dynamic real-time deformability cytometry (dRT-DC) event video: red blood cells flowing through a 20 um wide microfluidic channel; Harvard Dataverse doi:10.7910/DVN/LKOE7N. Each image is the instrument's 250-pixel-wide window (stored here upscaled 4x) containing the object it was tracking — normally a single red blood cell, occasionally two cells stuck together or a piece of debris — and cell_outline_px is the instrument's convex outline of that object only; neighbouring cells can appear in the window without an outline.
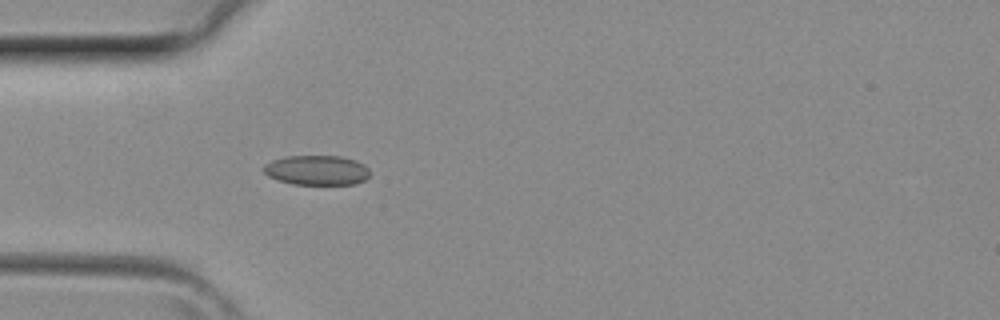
{"species": "common noctule bat (a hibernating species)", "species_latin": "Nyctalus noctula", "temperature_condition": "room temperature", "stored_images_in_passage": 4, "camera_frame_rate_fps": 3000, "um_per_image_px": 0.085, "animal": {"sex": "female", "body_mass_g": 29.2, "forearm_length_mm": 56.3}, "frame": {"image": 1, "passage_image": 4, "time_ms": 1.0, "image_size_px": [1000, 320], "cell_outline_px": [[368, 176], [364, 180], [356, 184], [292, 184], [268, 176], [264, 172], [264, 164], [272, 160], [284, 156], [340, 156], [356, 160], [364, 164], [368, 168]], "centroid_in_image_um": [26.93, 14.46], "position_along_channel_um": 58.1, "area_um2": 18.38}}